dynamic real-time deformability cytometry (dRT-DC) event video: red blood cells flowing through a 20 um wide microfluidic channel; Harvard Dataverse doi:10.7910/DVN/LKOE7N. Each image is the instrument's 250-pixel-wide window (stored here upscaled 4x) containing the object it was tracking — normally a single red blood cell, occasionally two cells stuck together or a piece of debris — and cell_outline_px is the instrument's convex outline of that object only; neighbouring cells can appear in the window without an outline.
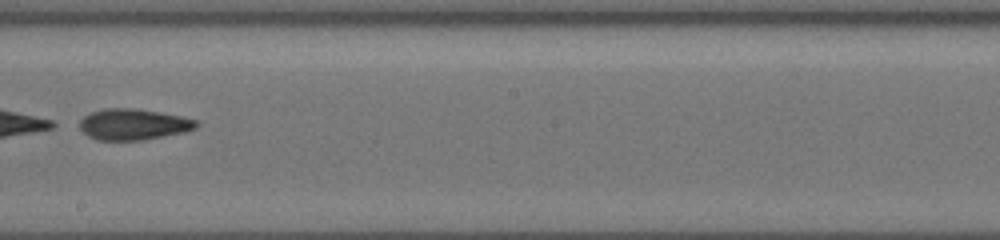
{"species": "common noctule bat (a hibernating species)", "species_latin": "Nyctalus noctula", "temperature_condition": "cold", "stored_images_in_passage": 27, "camera_frame_rate_fps": 3000, "um_per_image_px": 0.085, "animal": {"sex": "female", "body_mass_g": 19.5, "forearm_length_mm": 54.1}, "frame": {"image": 1, "passage_image": 12, "time_ms": 5.0, "image_size_px": [1000, 240], "cell_outline_px": [[200, 124], [196, 128], [184, 132], [140, 140], [100, 140], [88, 136], [80, 128], [80, 120], [84, 116], [92, 112], [104, 108], [136, 108], [184, 116], [196, 120]], "centroid_in_image_um": [11.36, 10.56], "position_along_channel_um": 236.8, "area_um2": 21.1}}